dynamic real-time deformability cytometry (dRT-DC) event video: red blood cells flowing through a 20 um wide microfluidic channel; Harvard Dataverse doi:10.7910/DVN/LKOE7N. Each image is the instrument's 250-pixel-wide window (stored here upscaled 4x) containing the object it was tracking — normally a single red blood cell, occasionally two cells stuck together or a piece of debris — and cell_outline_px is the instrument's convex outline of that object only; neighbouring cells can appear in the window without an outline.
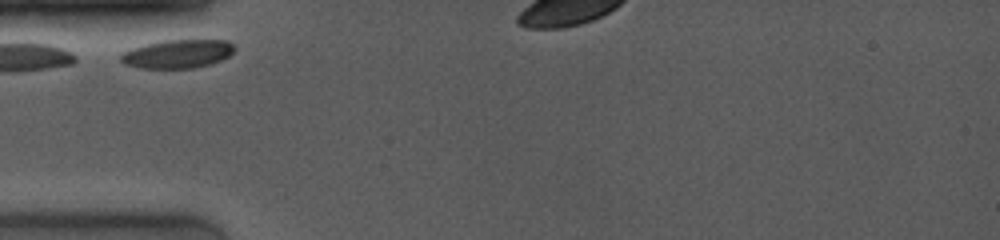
{"species": "common noctule bat (a hibernating species)", "species_latin": "Nyctalus noctula", "temperature_condition": "room temperature", "stored_images_in_passage": 7, "camera_frame_rate_fps": 4000, "um_per_image_px": 0.085, "animal": {"sex": "female", "body_mass_g": 19.0, "forearm_length_mm": 53.3}, "frame": {"image": 1, "passage_image": 1, "time_ms": 0.0, "image_size_px": [1000, 240], "cell_outline_px": [[236, 48], [228, 56], [220, 60], [208, 64], [192, 68], [140, 68], [124, 64], [120, 60], [120, 52], [144, 44], [164, 40], [224, 40], [232, 44]], "centroid_in_image_um": [15.03, 4.57], "position_along_channel_um": 70.0, "area_um2": 18.84}}